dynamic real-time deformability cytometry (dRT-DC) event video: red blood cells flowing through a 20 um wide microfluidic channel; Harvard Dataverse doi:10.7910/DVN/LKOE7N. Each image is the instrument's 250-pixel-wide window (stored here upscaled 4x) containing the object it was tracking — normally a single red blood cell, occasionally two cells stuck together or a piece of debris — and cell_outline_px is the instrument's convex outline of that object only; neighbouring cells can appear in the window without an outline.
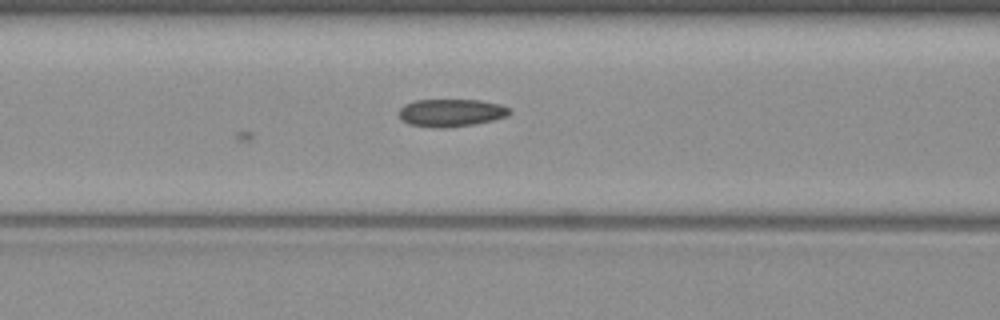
{"species": "common noctule bat (a hibernating species)", "species_latin": "Nyctalus noctula", "temperature_condition": "warm", "stored_images_in_passage": 21, "camera_frame_rate_fps": 3000, "um_per_image_px": 0.085, "animal": {"sex": "female", "body_mass_g": 19.3, "forearm_length_mm": 54.1}, "frame": {"image": 1, "passage_image": 21, "time_ms": 6.667, "image_size_px": [1000, 320], "cell_outline_px": [[512, 112], [508, 116], [492, 120], [472, 124], [444, 128], [436, 128], [408, 124], [400, 120], [400, 108], [404, 104], [416, 100], [480, 100], [500, 104], [508, 108]], "centroid_in_image_um": [38.32, 9.58], "position_along_channel_um": 128.3, "area_um2": 17.8}}